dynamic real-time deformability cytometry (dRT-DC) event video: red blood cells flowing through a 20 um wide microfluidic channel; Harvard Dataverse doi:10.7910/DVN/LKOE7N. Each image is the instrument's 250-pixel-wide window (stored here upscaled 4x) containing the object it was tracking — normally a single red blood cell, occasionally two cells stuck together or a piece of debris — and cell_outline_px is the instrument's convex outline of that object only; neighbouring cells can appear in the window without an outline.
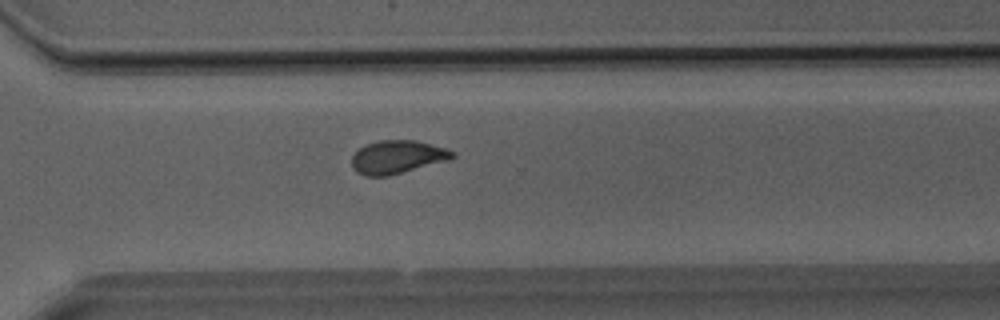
{"species": "Egyptian fruit bat (a non-hibernating species)", "species_latin": "Rousettus aegyptiacus", "temperature_condition": "room temperature", "stored_images_in_passage": 37, "camera_frame_rate_fps": 3000, "um_per_image_px": 0.085, "animal": {"sex": "male"}, "frame": {"image": 1, "passage_image": 26, "time_ms": 8.333, "image_size_px": [1000, 320], "cell_outline_px": [[456, 156], [448, 160], [388, 176], [364, 176], [356, 172], [352, 168], [352, 156], [360, 148], [368, 144], [380, 140], [416, 140], [444, 148], [456, 152]], "centroid_in_image_um": [33.76, 13.35], "position_along_channel_um": 336.8, "area_um2": 19.36}}
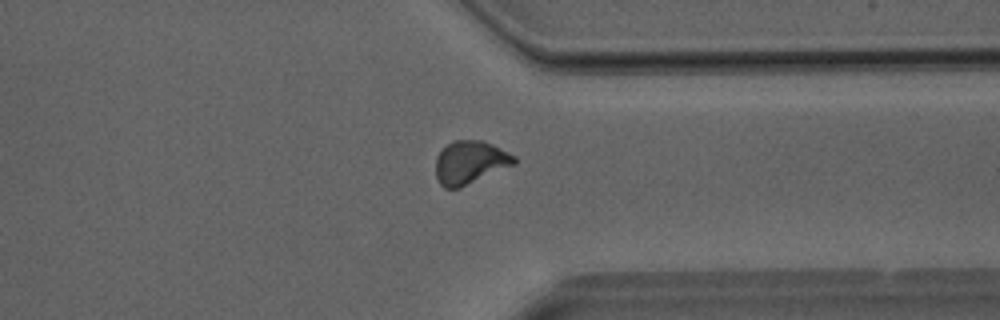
{"frame": {"image": 2, "passage_image": 28, "time_ms": 9.0, "image_size_px": [1000, 320], "cell_outline_px": [[516, 164], [460, 188], [444, 188], [440, 184], [436, 176], [436, 156], [452, 140], [480, 140], [492, 144], [516, 156]], "centroid_in_image_um": [39.96, 13.81], "position_along_channel_um": 371.4, "area_um2": 19.77}}
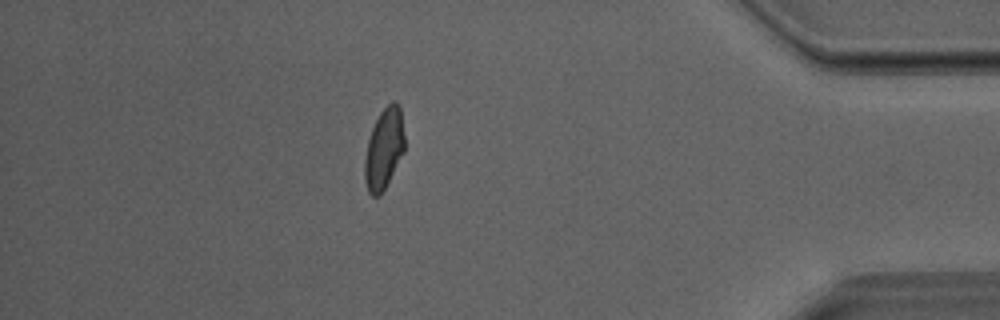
{"frame": {"image": 3, "passage_image": 32, "time_ms": 10.333, "image_size_px": [1000, 320], "cell_outline_px": [[404, 152], [380, 196], [372, 196], [368, 192], [364, 180], [364, 160], [368, 140], [372, 128], [380, 112], [392, 100], [396, 100], [400, 104], [404, 136]], "centroid_in_image_um": [32.63, 12.63], "position_along_channel_um": 402.6, "area_um2": 18.84}}